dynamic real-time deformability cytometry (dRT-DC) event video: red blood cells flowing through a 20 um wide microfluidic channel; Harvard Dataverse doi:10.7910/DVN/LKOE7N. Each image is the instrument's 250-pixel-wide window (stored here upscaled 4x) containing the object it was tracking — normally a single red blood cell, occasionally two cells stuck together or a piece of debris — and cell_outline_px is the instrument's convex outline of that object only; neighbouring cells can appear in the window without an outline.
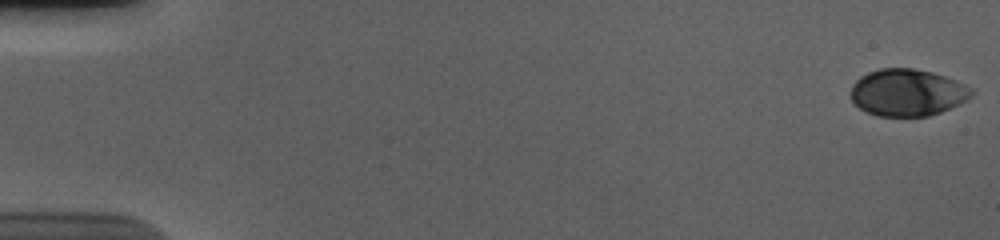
{"species": "human", "species_latin": "Homo sapiens", "temperature_condition": "cold", "stored_images_in_passage": 57, "camera_frame_rate_fps": 3000, "um_per_image_px": 0.085, "donor": {"sex": "male"}, "frame": {"image": 1, "passage_image": 1, "time_ms": 0.0, "image_size_px": [1000, 240], "cell_outline_px": [[972, 96], [968, 100], [960, 104], [940, 112], [928, 116], [876, 116], [860, 108], [852, 100], [852, 84], [860, 76], [868, 72], [880, 68], [912, 68], [932, 72], [956, 80], [972, 88]], "centroid_in_image_um": [77.14, 7.86], "position_along_channel_um": 7.9, "area_um2": 33.06}}
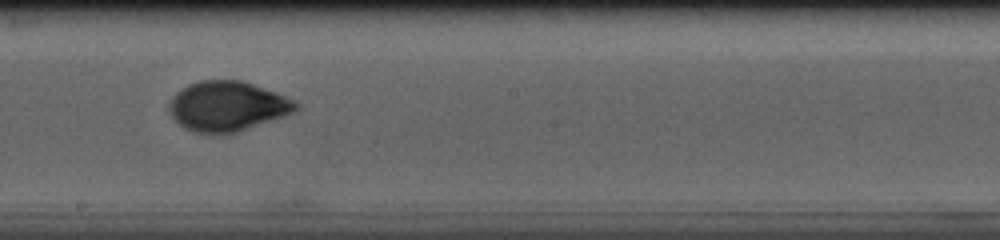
{"frame": {"image": 2, "passage_image": 33, "time_ms": 10.667, "image_size_px": [1000, 240], "cell_outline_px": [[300, 108], [284, 116], [236, 132], [220, 136], [196, 132], [184, 128], [172, 116], [168, 108], [168, 104], [172, 96], [176, 92], [188, 84], [200, 80], [244, 80], [276, 92], [300, 104]], "centroid_in_image_um": [19.3, 9.03], "position_along_channel_um": 228.9, "area_um2": 37.11}}
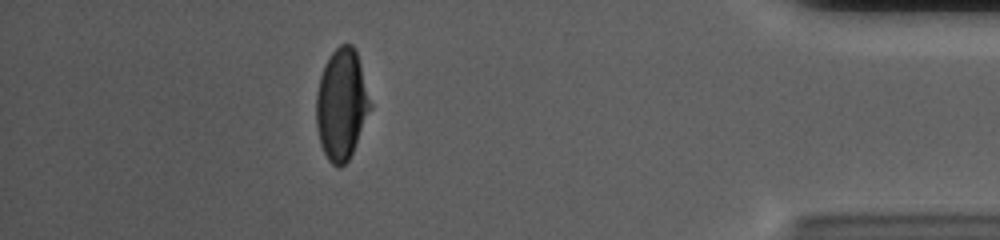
{"frame": {"image": 3, "passage_image": 51, "time_ms": 16.667, "image_size_px": [1000, 240], "cell_outline_px": [[372, 108], [352, 152], [348, 160], [340, 168], [336, 168], [328, 160], [320, 144], [316, 124], [316, 92], [320, 76], [324, 64], [328, 56], [340, 44], [352, 44], [356, 48], [372, 104]], "centroid_in_image_um": [29.03, 8.85], "position_along_channel_um": 406.2, "area_um2": 35.32}, "authors_computed_cell_mechanics": {"area_um2": 35.3158, "velocity_mm_per_s": 3.6893, "shape_relaxation_time_tau1_ms": 3.6069, "shape_relaxation_time_tau2_ms": 0.8216, "deformation_change_tau1": 0.1495, "deformation_change_tau2": 0.0387}}